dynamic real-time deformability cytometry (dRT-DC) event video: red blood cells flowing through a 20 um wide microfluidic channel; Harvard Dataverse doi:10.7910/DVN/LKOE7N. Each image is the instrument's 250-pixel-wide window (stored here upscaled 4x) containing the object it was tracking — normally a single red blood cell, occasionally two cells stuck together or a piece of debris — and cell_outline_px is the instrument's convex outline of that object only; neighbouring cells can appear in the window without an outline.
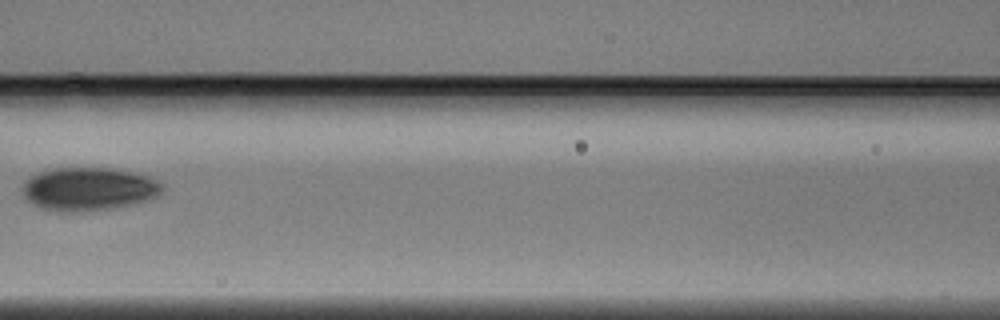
{"species": "Egyptian fruit bat (a non-hibernating species)", "species_latin": "Rousettus aegyptiacus", "temperature_condition": "warm", "stored_images_in_passage": 6, "camera_frame_rate_fps": 3000, "um_per_image_px": 0.085, "animal": {"sex": "male"}, "frame": {"image": 1, "passage_image": 6, "time_ms": 1.667, "image_size_px": [1000, 320], "cell_outline_px": [[164, 188], [156, 196], [148, 200], [132, 204], [108, 208], [80, 212], [68, 212], [44, 208], [32, 204], [20, 192], [24, 184], [32, 176], [48, 168], [108, 168], [148, 176], [164, 184]], "centroid_in_image_um": [7.52, 16.06], "position_along_channel_um": 159.1, "area_um2": 34.85}}